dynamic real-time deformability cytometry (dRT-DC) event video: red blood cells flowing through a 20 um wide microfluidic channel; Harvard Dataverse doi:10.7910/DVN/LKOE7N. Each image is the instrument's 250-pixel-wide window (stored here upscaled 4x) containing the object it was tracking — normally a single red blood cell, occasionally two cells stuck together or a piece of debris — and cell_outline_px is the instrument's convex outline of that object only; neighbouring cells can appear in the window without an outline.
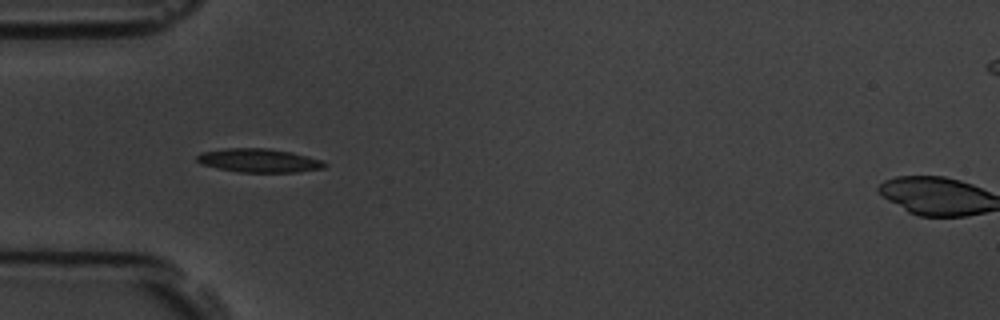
{"species": "common noctule bat (a hibernating species)", "species_latin": "Nyctalus noctula", "temperature_condition": "room temperature", "stored_images_in_passage": 7, "camera_frame_rate_fps": 3000, "um_per_image_px": 0.085, "animal": {"sex": "male", "body_mass_g": 19.5, "forearm_length_mm": 54.6}, "frame": {"image": 1, "passage_image": 5, "time_ms": 6.333, "image_size_px": [1000, 320], "cell_outline_px": [[328, 164], [324, 168], [296, 172], [240, 172], [200, 164], [196, 160], [196, 156], [200, 152], [224, 148], [268, 148], [292, 152], [324, 160]], "centroid_in_image_um": [22.02, 13.63], "position_along_channel_um": 63.0, "area_um2": 17.74}}
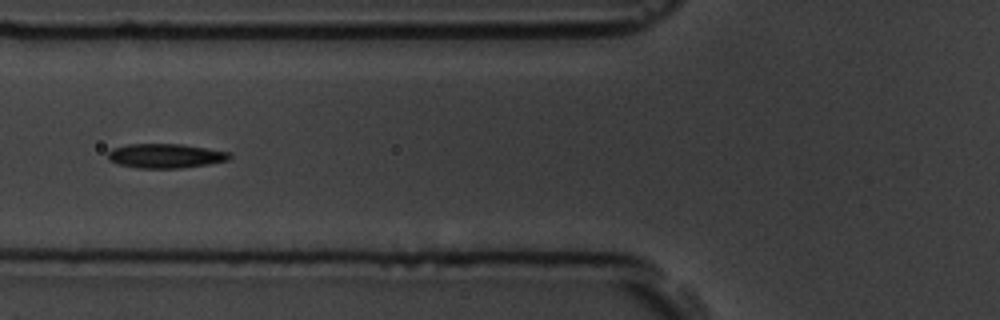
{"frame": {"image": 2, "passage_image": 6, "time_ms": 7.667, "image_size_px": [1000, 320], "cell_outline_px": [[232, 156], [228, 160], [208, 164], [180, 168], [136, 168], [120, 164], [108, 160], [108, 152], [112, 148], [128, 144], [180, 144], [232, 152]], "centroid_in_image_um": [14.07, 13.24], "position_along_channel_um": 111.7, "area_um2": 17.28}}
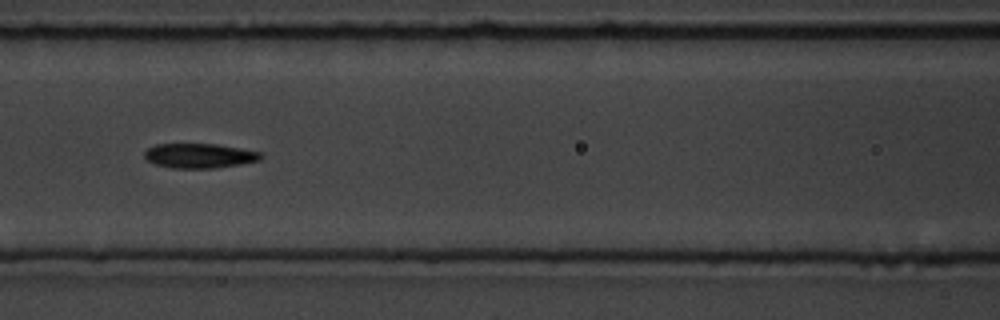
{"frame": {"image": 3, "passage_image": 7, "time_ms": 8.667, "image_size_px": [1000, 320], "cell_outline_px": [[264, 156], [260, 160], [240, 164], [216, 168], [172, 168], [152, 164], [144, 156], [144, 152], [148, 148], [156, 144], [216, 144], [240, 148], [260, 152]], "centroid_in_image_um": [16.94, 13.24], "position_along_channel_um": 149.7, "area_um2": 16.76}}